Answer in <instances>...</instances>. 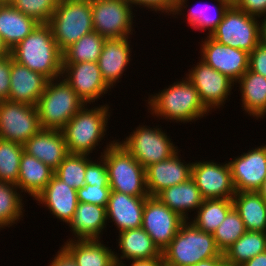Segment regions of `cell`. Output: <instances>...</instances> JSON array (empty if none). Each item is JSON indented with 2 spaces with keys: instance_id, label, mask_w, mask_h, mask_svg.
<instances>
[{
  "instance_id": "19",
  "label": "cell",
  "mask_w": 266,
  "mask_h": 266,
  "mask_svg": "<svg viewBox=\"0 0 266 266\" xmlns=\"http://www.w3.org/2000/svg\"><path fill=\"white\" fill-rule=\"evenodd\" d=\"M49 79L12 59L8 100L36 106Z\"/></svg>"
},
{
  "instance_id": "25",
  "label": "cell",
  "mask_w": 266,
  "mask_h": 266,
  "mask_svg": "<svg viewBox=\"0 0 266 266\" xmlns=\"http://www.w3.org/2000/svg\"><path fill=\"white\" fill-rule=\"evenodd\" d=\"M118 237L117 241L119 249L121 250V255L114 251V258L117 266H119L124 259L132 261L162 257V251L142 227L119 232Z\"/></svg>"
},
{
  "instance_id": "11",
  "label": "cell",
  "mask_w": 266,
  "mask_h": 266,
  "mask_svg": "<svg viewBox=\"0 0 266 266\" xmlns=\"http://www.w3.org/2000/svg\"><path fill=\"white\" fill-rule=\"evenodd\" d=\"M41 129L36 106L0 101V138L23 145Z\"/></svg>"
},
{
  "instance_id": "45",
  "label": "cell",
  "mask_w": 266,
  "mask_h": 266,
  "mask_svg": "<svg viewBox=\"0 0 266 266\" xmlns=\"http://www.w3.org/2000/svg\"><path fill=\"white\" fill-rule=\"evenodd\" d=\"M12 59L10 53L0 58V101L8 99Z\"/></svg>"
},
{
  "instance_id": "15",
  "label": "cell",
  "mask_w": 266,
  "mask_h": 266,
  "mask_svg": "<svg viewBox=\"0 0 266 266\" xmlns=\"http://www.w3.org/2000/svg\"><path fill=\"white\" fill-rule=\"evenodd\" d=\"M201 42L200 59L226 75L235 84L249 69V53L247 51L220 44L209 35Z\"/></svg>"
},
{
  "instance_id": "2",
  "label": "cell",
  "mask_w": 266,
  "mask_h": 266,
  "mask_svg": "<svg viewBox=\"0 0 266 266\" xmlns=\"http://www.w3.org/2000/svg\"><path fill=\"white\" fill-rule=\"evenodd\" d=\"M181 80L149 96L147 107L153 117L188 123L209 115L195 86L187 77Z\"/></svg>"
},
{
  "instance_id": "8",
  "label": "cell",
  "mask_w": 266,
  "mask_h": 266,
  "mask_svg": "<svg viewBox=\"0 0 266 266\" xmlns=\"http://www.w3.org/2000/svg\"><path fill=\"white\" fill-rule=\"evenodd\" d=\"M257 19L237 6H229L210 37L220 44L250 53L260 43V21Z\"/></svg>"
},
{
  "instance_id": "29",
  "label": "cell",
  "mask_w": 266,
  "mask_h": 266,
  "mask_svg": "<svg viewBox=\"0 0 266 266\" xmlns=\"http://www.w3.org/2000/svg\"><path fill=\"white\" fill-rule=\"evenodd\" d=\"M62 246L78 266H117L114 252L100 239L67 240Z\"/></svg>"
},
{
  "instance_id": "48",
  "label": "cell",
  "mask_w": 266,
  "mask_h": 266,
  "mask_svg": "<svg viewBox=\"0 0 266 266\" xmlns=\"http://www.w3.org/2000/svg\"><path fill=\"white\" fill-rule=\"evenodd\" d=\"M123 261L119 266H127ZM129 266H164L163 257H155L152 259H140L130 261Z\"/></svg>"
},
{
  "instance_id": "23",
  "label": "cell",
  "mask_w": 266,
  "mask_h": 266,
  "mask_svg": "<svg viewBox=\"0 0 266 266\" xmlns=\"http://www.w3.org/2000/svg\"><path fill=\"white\" fill-rule=\"evenodd\" d=\"M128 38L105 39L102 52L98 58V67L106 84L111 88L119 83L128 64L130 65L131 47Z\"/></svg>"
},
{
  "instance_id": "47",
  "label": "cell",
  "mask_w": 266,
  "mask_h": 266,
  "mask_svg": "<svg viewBox=\"0 0 266 266\" xmlns=\"http://www.w3.org/2000/svg\"><path fill=\"white\" fill-rule=\"evenodd\" d=\"M48 266H78L73 256L62 246Z\"/></svg>"
},
{
  "instance_id": "26",
  "label": "cell",
  "mask_w": 266,
  "mask_h": 266,
  "mask_svg": "<svg viewBox=\"0 0 266 266\" xmlns=\"http://www.w3.org/2000/svg\"><path fill=\"white\" fill-rule=\"evenodd\" d=\"M156 197L185 220L190 219L188 212L191 213V210L195 209L197 212L204 201L192 177L181 184L163 189Z\"/></svg>"
},
{
  "instance_id": "28",
  "label": "cell",
  "mask_w": 266,
  "mask_h": 266,
  "mask_svg": "<svg viewBox=\"0 0 266 266\" xmlns=\"http://www.w3.org/2000/svg\"><path fill=\"white\" fill-rule=\"evenodd\" d=\"M53 175V169L34 156L23 152L16 186L21 190V193L24 192L23 195L28 193L35 199L47 186Z\"/></svg>"
},
{
  "instance_id": "42",
  "label": "cell",
  "mask_w": 266,
  "mask_h": 266,
  "mask_svg": "<svg viewBox=\"0 0 266 266\" xmlns=\"http://www.w3.org/2000/svg\"><path fill=\"white\" fill-rule=\"evenodd\" d=\"M111 188L109 185H89L85 184L77 189V199L80 203H90L107 207Z\"/></svg>"
},
{
  "instance_id": "24",
  "label": "cell",
  "mask_w": 266,
  "mask_h": 266,
  "mask_svg": "<svg viewBox=\"0 0 266 266\" xmlns=\"http://www.w3.org/2000/svg\"><path fill=\"white\" fill-rule=\"evenodd\" d=\"M106 207L78 202L72 220L69 222L73 238L69 240L101 239L107 228Z\"/></svg>"
},
{
  "instance_id": "40",
  "label": "cell",
  "mask_w": 266,
  "mask_h": 266,
  "mask_svg": "<svg viewBox=\"0 0 266 266\" xmlns=\"http://www.w3.org/2000/svg\"><path fill=\"white\" fill-rule=\"evenodd\" d=\"M59 0H15L11 5L40 24H48Z\"/></svg>"
},
{
  "instance_id": "34",
  "label": "cell",
  "mask_w": 266,
  "mask_h": 266,
  "mask_svg": "<svg viewBox=\"0 0 266 266\" xmlns=\"http://www.w3.org/2000/svg\"><path fill=\"white\" fill-rule=\"evenodd\" d=\"M104 43L105 38L97 32L84 35L62 52L63 63L97 62Z\"/></svg>"
},
{
  "instance_id": "52",
  "label": "cell",
  "mask_w": 266,
  "mask_h": 266,
  "mask_svg": "<svg viewBox=\"0 0 266 266\" xmlns=\"http://www.w3.org/2000/svg\"><path fill=\"white\" fill-rule=\"evenodd\" d=\"M257 193L262 197V199L266 202V179L262 183L261 187L257 190Z\"/></svg>"
},
{
  "instance_id": "14",
  "label": "cell",
  "mask_w": 266,
  "mask_h": 266,
  "mask_svg": "<svg viewBox=\"0 0 266 266\" xmlns=\"http://www.w3.org/2000/svg\"><path fill=\"white\" fill-rule=\"evenodd\" d=\"M191 177L204 199H232L236 193L229 163L196 160Z\"/></svg>"
},
{
  "instance_id": "32",
  "label": "cell",
  "mask_w": 266,
  "mask_h": 266,
  "mask_svg": "<svg viewBox=\"0 0 266 266\" xmlns=\"http://www.w3.org/2000/svg\"><path fill=\"white\" fill-rule=\"evenodd\" d=\"M266 251V232L246 231L225 252V265L241 266Z\"/></svg>"
},
{
  "instance_id": "51",
  "label": "cell",
  "mask_w": 266,
  "mask_h": 266,
  "mask_svg": "<svg viewBox=\"0 0 266 266\" xmlns=\"http://www.w3.org/2000/svg\"><path fill=\"white\" fill-rule=\"evenodd\" d=\"M260 21V43L266 46V16Z\"/></svg>"
},
{
  "instance_id": "54",
  "label": "cell",
  "mask_w": 266,
  "mask_h": 266,
  "mask_svg": "<svg viewBox=\"0 0 266 266\" xmlns=\"http://www.w3.org/2000/svg\"><path fill=\"white\" fill-rule=\"evenodd\" d=\"M228 3L230 6H236L240 0H223Z\"/></svg>"
},
{
  "instance_id": "12",
  "label": "cell",
  "mask_w": 266,
  "mask_h": 266,
  "mask_svg": "<svg viewBox=\"0 0 266 266\" xmlns=\"http://www.w3.org/2000/svg\"><path fill=\"white\" fill-rule=\"evenodd\" d=\"M186 220L164 205L156 196L146 198L142 228L163 251Z\"/></svg>"
},
{
  "instance_id": "6",
  "label": "cell",
  "mask_w": 266,
  "mask_h": 266,
  "mask_svg": "<svg viewBox=\"0 0 266 266\" xmlns=\"http://www.w3.org/2000/svg\"><path fill=\"white\" fill-rule=\"evenodd\" d=\"M84 105L65 79L49 80L36 104L42 129L61 130Z\"/></svg>"
},
{
  "instance_id": "55",
  "label": "cell",
  "mask_w": 266,
  "mask_h": 266,
  "mask_svg": "<svg viewBox=\"0 0 266 266\" xmlns=\"http://www.w3.org/2000/svg\"><path fill=\"white\" fill-rule=\"evenodd\" d=\"M15 0H0V5L12 4Z\"/></svg>"
},
{
  "instance_id": "13",
  "label": "cell",
  "mask_w": 266,
  "mask_h": 266,
  "mask_svg": "<svg viewBox=\"0 0 266 266\" xmlns=\"http://www.w3.org/2000/svg\"><path fill=\"white\" fill-rule=\"evenodd\" d=\"M185 75L195 86L201 101L210 112L213 108L220 109L224 106L235 85L226 75L213 69L201 59Z\"/></svg>"
},
{
  "instance_id": "43",
  "label": "cell",
  "mask_w": 266,
  "mask_h": 266,
  "mask_svg": "<svg viewBox=\"0 0 266 266\" xmlns=\"http://www.w3.org/2000/svg\"><path fill=\"white\" fill-rule=\"evenodd\" d=\"M97 161L86 155L85 184L89 185H109L108 170L102 156Z\"/></svg>"
},
{
  "instance_id": "20",
  "label": "cell",
  "mask_w": 266,
  "mask_h": 266,
  "mask_svg": "<svg viewBox=\"0 0 266 266\" xmlns=\"http://www.w3.org/2000/svg\"><path fill=\"white\" fill-rule=\"evenodd\" d=\"M24 152L42 161L54 171L69 154L61 130L41 129L24 144Z\"/></svg>"
},
{
  "instance_id": "50",
  "label": "cell",
  "mask_w": 266,
  "mask_h": 266,
  "mask_svg": "<svg viewBox=\"0 0 266 266\" xmlns=\"http://www.w3.org/2000/svg\"><path fill=\"white\" fill-rule=\"evenodd\" d=\"M241 266H266V251L259 253L254 258L250 259L249 261L245 262Z\"/></svg>"
},
{
  "instance_id": "9",
  "label": "cell",
  "mask_w": 266,
  "mask_h": 266,
  "mask_svg": "<svg viewBox=\"0 0 266 266\" xmlns=\"http://www.w3.org/2000/svg\"><path fill=\"white\" fill-rule=\"evenodd\" d=\"M158 126H139L120 144L144 167L170 158L179 149Z\"/></svg>"
},
{
  "instance_id": "27",
  "label": "cell",
  "mask_w": 266,
  "mask_h": 266,
  "mask_svg": "<svg viewBox=\"0 0 266 266\" xmlns=\"http://www.w3.org/2000/svg\"><path fill=\"white\" fill-rule=\"evenodd\" d=\"M40 23L16 10L11 4L0 5V37L10 51Z\"/></svg>"
},
{
  "instance_id": "41",
  "label": "cell",
  "mask_w": 266,
  "mask_h": 266,
  "mask_svg": "<svg viewBox=\"0 0 266 266\" xmlns=\"http://www.w3.org/2000/svg\"><path fill=\"white\" fill-rule=\"evenodd\" d=\"M132 6H142L151 11L167 13L168 15L181 16L182 11L188 7V0H126Z\"/></svg>"
},
{
  "instance_id": "30",
  "label": "cell",
  "mask_w": 266,
  "mask_h": 266,
  "mask_svg": "<svg viewBox=\"0 0 266 266\" xmlns=\"http://www.w3.org/2000/svg\"><path fill=\"white\" fill-rule=\"evenodd\" d=\"M242 99V109L256 119L266 115V77L249 69L236 82Z\"/></svg>"
},
{
  "instance_id": "49",
  "label": "cell",
  "mask_w": 266,
  "mask_h": 266,
  "mask_svg": "<svg viewBox=\"0 0 266 266\" xmlns=\"http://www.w3.org/2000/svg\"><path fill=\"white\" fill-rule=\"evenodd\" d=\"M225 265V256L224 253H221L219 256L200 261L192 266H224Z\"/></svg>"
},
{
  "instance_id": "35",
  "label": "cell",
  "mask_w": 266,
  "mask_h": 266,
  "mask_svg": "<svg viewBox=\"0 0 266 266\" xmlns=\"http://www.w3.org/2000/svg\"><path fill=\"white\" fill-rule=\"evenodd\" d=\"M18 190L15 184L0 181V227L3 229L16 224L24 216L23 196Z\"/></svg>"
},
{
  "instance_id": "38",
  "label": "cell",
  "mask_w": 266,
  "mask_h": 266,
  "mask_svg": "<svg viewBox=\"0 0 266 266\" xmlns=\"http://www.w3.org/2000/svg\"><path fill=\"white\" fill-rule=\"evenodd\" d=\"M86 154H68L54 174L71 188L85 185Z\"/></svg>"
},
{
  "instance_id": "46",
  "label": "cell",
  "mask_w": 266,
  "mask_h": 266,
  "mask_svg": "<svg viewBox=\"0 0 266 266\" xmlns=\"http://www.w3.org/2000/svg\"><path fill=\"white\" fill-rule=\"evenodd\" d=\"M236 6L248 15L266 16V0H240Z\"/></svg>"
},
{
  "instance_id": "3",
  "label": "cell",
  "mask_w": 266,
  "mask_h": 266,
  "mask_svg": "<svg viewBox=\"0 0 266 266\" xmlns=\"http://www.w3.org/2000/svg\"><path fill=\"white\" fill-rule=\"evenodd\" d=\"M85 104L61 129L68 153L86 154L95 151L107 134V123L110 117V106H94Z\"/></svg>"
},
{
  "instance_id": "5",
  "label": "cell",
  "mask_w": 266,
  "mask_h": 266,
  "mask_svg": "<svg viewBox=\"0 0 266 266\" xmlns=\"http://www.w3.org/2000/svg\"><path fill=\"white\" fill-rule=\"evenodd\" d=\"M220 254L213 234L200 230L190 220L181 225L170 244L162 251L164 266H192Z\"/></svg>"
},
{
  "instance_id": "33",
  "label": "cell",
  "mask_w": 266,
  "mask_h": 266,
  "mask_svg": "<svg viewBox=\"0 0 266 266\" xmlns=\"http://www.w3.org/2000/svg\"><path fill=\"white\" fill-rule=\"evenodd\" d=\"M233 208L232 199H204L190 222L200 230L213 234Z\"/></svg>"
},
{
  "instance_id": "4",
  "label": "cell",
  "mask_w": 266,
  "mask_h": 266,
  "mask_svg": "<svg viewBox=\"0 0 266 266\" xmlns=\"http://www.w3.org/2000/svg\"><path fill=\"white\" fill-rule=\"evenodd\" d=\"M114 140L107 143L101 152L107 166L111 191L135 197H148L145 168L118 139Z\"/></svg>"
},
{
  "instance_id": "16",
  "label": "cell",
  "mask_w": 266,
  "mask_h": 266,
  "mask_svg": "<svg viewBox=\"0 0 266 266\" xmlns=\"http://www.w3.org/2000/svg\"><path fill=\"white\" fill-rule=\"evenodd\" d=\"M61 77L85 104L95 103L111 89L103 80L97 62L63 63Z\"/></svg>"
},
{
  "instance_id": "39",
  "label": "cell",
  "mask_w": 266,
  "mask_h": 266,
  "mask_svg": "<svg viewBox=\"0 0 266 266\" xmlns=\"http://www.w3.org/2000/svg\"><path fill=\"white\" fill-rule=\"evenodd\" d=\"M246 231L239 213L233 208L213 233V237L218 249L224 253Z\"/></svg>"
},
{
  "instance_id": "17",
  "label": "cell",
  "mask_w": 266,
  "mask_h": 266,
  "mask_svg": "<svg viewBox=\"0 0 266 266\" xmlns=\"http://www.w3.org/2000/svg\"><path fill=\"white\" fill-rule=\"evenodd\" d=\"M228 163L235 192H257L266 179V145L252 147Z\"/></svg>"
},
{
  "instance_id": "1",
  "label": "cell",
  "mask_w": 266,
  "mask_h": 266,
  "mask_svg": "<svg viewBox=\"0 0 266 266\" xmlns=\"http://www.w3.org/2000/svg\"><path fill=\"white\" fill-rule=\"evenodd\" d=\"M14 61L38 72L49 80L62 75L63 53L48 24H39L10 51Z\"/></svg>"
},
{
  "instance_id": "31",
  "label": "cell",
  "mask_w": 266,
  "mask_h": 266,
  "mask_svg": "<svg viewBox=\"0 0 266 266\" xmlns=\"http://www.w3.org/2000/svg\"><path fill=\"white\" fill-rule=\"evenodd\" d=\"M232 200L247 231L266 232V202L257 192H236Z\"/></svg>"
},
{
  "instance_id": "7",
  "label": "cell",
  "mask_w": 266,
  "mask_h": 266,
  "mask_svg": "<svg viewBox=\"0 0 266 266\" xmlns=\"http://www.w3.org/2000/svg\"><path fill=\"white\" fill-rule=\"evenodd\" d=\"M48 25L63 52L82 36L94 31L91 0H59Z\"/></svg>"
},
{
  "instance_id": "22",
  "label": "cell",
  "mask_w": 266,
  "mask_h": 266,
  "mask_svg": "<svg viewBox=\"0 0 266 266\" xmlns=\"http://www.w3.org/2000/svg\"><path fill=\"white\" fill-rule=\"evenodd\" d=\"M146 198L111 191L106 207L107 222L112 220L119 232L141 228Z\"/></svg>"
},
{
  "instance_id": "21",
  "label": "cell",
  "mask_w": 266,
  "mask_h": 266,
  "mask_svg": "<svg viewBox=\"0 0 266 266\" xmlns=\"http://www.w3.org/2000/svg\"><path fill=\"white\" fill-rule=\"evenodd\" d=\"M33 200L45 206L53 216L67 225L72 220L78 205L77 190L64 183L55 174Z\"/></svg>"
},
{
  "instance_id": "53",
  "label": "cell",
  "mask_w": 266,
  "mask_h": 266,
  "mask_svg": "<svg viewBox=\"0 0 266 266\" xmlns=\"http://www.w3.org/2000/svg\"><path fill=\"white\" fill-rule=\"evenodd\" d=\"M9 54L8 48L3 44L1 37H0V58Z\"/></svg>"
},
{
  "instance_id": "37",
  "label": "cell",
  "mask_w": 266,
  "mask_h": 266,
  "mask_svg": "<svg viewBox=\"0 0 266 266\" xmlns=\"http://www.w3.org/2000/svg\"><path fill=\"white\" fill-rule=\"evenodd\" d=\"M24 152L22 144L0 138V181L17 184Z\"/></svg>"
},
{
  "instance_id": "18",
  "label": "cell",
  "mask_w": 266,
  "mask_h": 266,
  "mask_svg": "<svg viewBox=\"0 0 266 266\" xmlns=\"http://www.w3.org/2000/svg\"><path fill=\"white\" fill-rule=\"evenodd\" d=\"M179 152L178 150L170 158L145 168L149 196H156L163 189L181 184L191 178L193 162L188 164L185 160L183 162Z\"/></svg>"
},
{
  "instance_id": "44",
  "label": "cell",
  "mask_w": 266,
  "mask_h": 266,
  "mask_svg": "<svg viewBox=\"0 0 266 266\" xmlns=\"http://www.w3.org/2000/svg\"><path fill=\"white\" fill-rule=\"evenodd\" d=\"M249 70L266 77V46L259 43L249 53Z\"/></svg>"
},
{
  "instance_id": "36",
  "label": "cell",
  "mask_w": 266,
  "mask_h": 266,
  "mask_svg": "<svg viewBox=\"0 0 266 266\" xmlns=\"http://www.w3.org/2000/svg\"><path fill=\"white\" fill-rule=\"evenodd\" d=\"M218 4L217 5H211L209 8V5L207 7L205 6H197L189 8L187 11V22L190 26L193 27V29L201 30L204 32L209 31L207 35L210 36V34L217 28L218 24L222 21L223 16L225 14V11L230 6L228 3H226L223 0H214ZM215 8L213 11L211 8ZM207 9V10H206ZM209 9V10H208ZM211 9V10H210ZM213 13H212V12ZM207 29V30H206Z\"/></svg>"
},
{
  "instance_id": "10",
  "label": "cell",
  "mask_w": 266,
  "mask_h": 266,
  "mask_svg": "<svg viewBox=\"0 0 266 266\" xmlns=\"http://www.w3.org/2000/svg\"><path fill=\"white\" fill-rule=\"evenodd\" d=\"M91 10L94 32L105 39H131L135 15L126 0H91Z\"/></svg>"
}]
</instances>
